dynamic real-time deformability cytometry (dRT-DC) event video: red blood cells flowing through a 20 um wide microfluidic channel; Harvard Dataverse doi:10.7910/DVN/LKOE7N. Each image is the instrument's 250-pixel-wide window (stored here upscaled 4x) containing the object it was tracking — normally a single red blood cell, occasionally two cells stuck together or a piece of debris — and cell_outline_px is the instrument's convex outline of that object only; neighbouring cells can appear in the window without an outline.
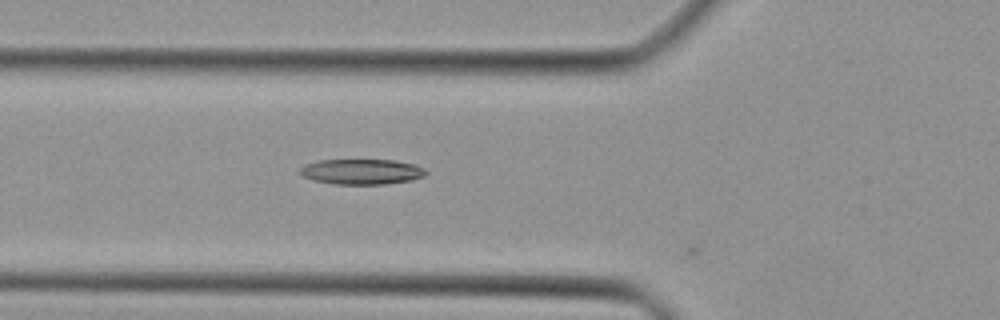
{"species": "Egyptian fruit bat (a non-hibernating species)", "species_latin": "Rousettus aegyptiacus", "temperature_condition": "cold", "stored_images_in_passage": 3, "camera_frame_rate_fps": 3000, "um_per_image_px": 0.085, "animal": {"sex": "female"}, "frame": {"image": 1, "passage_image": 2, "time_ms": 0.333, "image_size_px": [1000, 320], "cell_outline_px": [[428, 172], [424, 176], [412, 180], [384, 184], [332, 184], [312, 180], [304, 176], [300, 172], [300, 168], [304, 164], [316, 160], [392, 160], [416, 164], [424, 168]], "centroid_in_image_um": [30.74, 14.59], "position_along_channel_um": 95.1, "area_um2": 18.73}}